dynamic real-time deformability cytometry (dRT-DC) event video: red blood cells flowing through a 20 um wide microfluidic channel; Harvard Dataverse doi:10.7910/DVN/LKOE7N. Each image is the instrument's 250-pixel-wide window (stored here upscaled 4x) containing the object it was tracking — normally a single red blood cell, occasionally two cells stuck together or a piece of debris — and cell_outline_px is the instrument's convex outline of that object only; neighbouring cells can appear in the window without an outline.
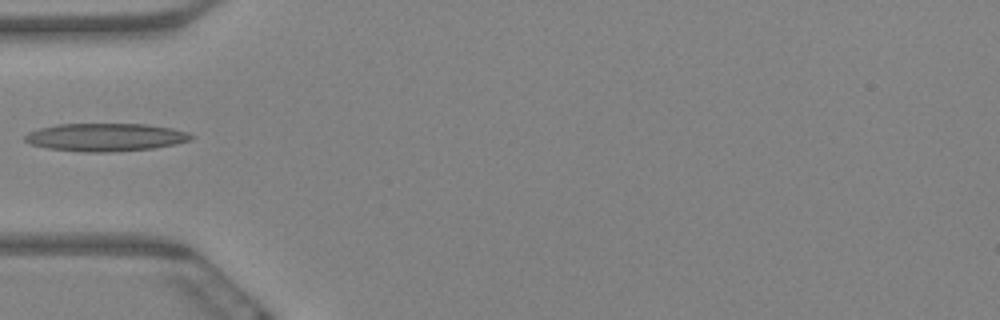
{"species": "Egyptian fruit bat (a non-hibernating species)", "species_latin": "Rousettus aegyptiacus", "temperature_condition": "warm", "stored_images_in_passage": 6, "camera_frame_rate_fps": 3000, "um_per_image_px": 0.085, "animal": {"sex": "female"}, "frame": {"image": 1, "passage_image": 6, "time_ms": 1.667, "image_size_px": [1000, 320], "cell_outline_px": [[196, 136], [192, 140], [176, 144], [152, 148], [116, 152], [84, 152], [48, 148], [28, 144], [24, 140], [24, 136], [28, 132], [40, 128], [56, 124], [144, 124], [172, 128], [188, 132]], "centroid_in_image_um": [8.98, 11.67], "position_along_channel_um": 76.0, "area_um2": 27.28}}